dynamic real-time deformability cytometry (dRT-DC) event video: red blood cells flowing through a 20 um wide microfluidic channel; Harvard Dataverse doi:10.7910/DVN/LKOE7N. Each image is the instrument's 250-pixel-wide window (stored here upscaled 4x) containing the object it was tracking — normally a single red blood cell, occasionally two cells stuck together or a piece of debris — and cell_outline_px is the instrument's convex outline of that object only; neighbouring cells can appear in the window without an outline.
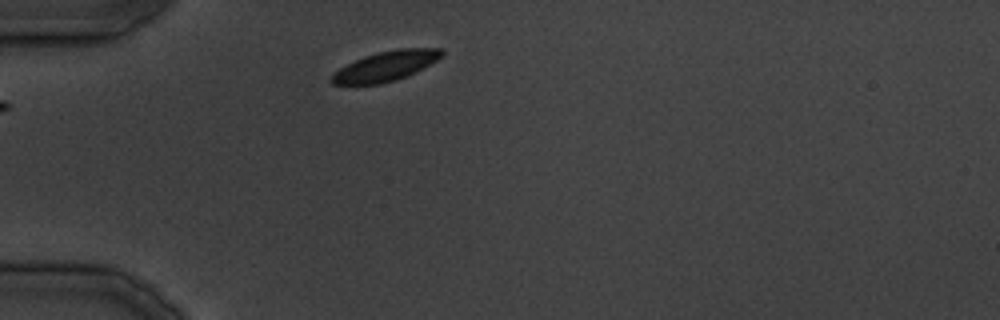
{"species": "common noctule bat (a hibernating species)", "species_latin": "Nyctalus noctula", "temperature_condition": "cold", "stored_images_in_passage": 16, "camera_frame_rate_fps": 3000, "um_per_image_px": 0.085, "animal": {"sex": "male", "body_mass_g": 19.5, "forearm_length_mm": 54.6}, "frame": {"image": 1, "passage_image": 1, "time_ms": 0.0, "image_size_px": [1000, 320], "cell_outline_px": [[444, 52], [436, 60], [396, 80], [380, 84], [332, 84], [328, 80], [332, 72], [364, 56], [380, 52], [400, 48], [444, 48]], "centroid_in_image_um": [32.72, 5.62], "position_along_channel_um": 52.3, "area_um2": 18.73}}
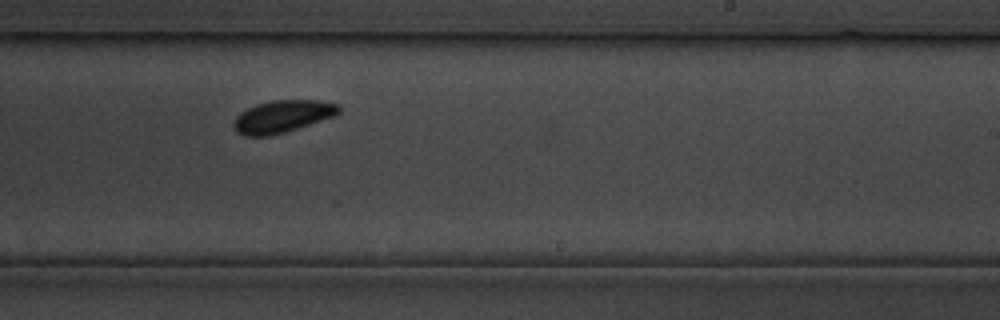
{"frame": {"image": 2, "passage_image": 14, "time_ms": 15.667, "image_size_px": [1000, 320], "cell_outline_px": [[340, 112], [336, 116], [284, 132], [268, 136], [244, 136], [236, 132], [232, 124], [236, 116], [240, 112], [256, 104], [272, 100], [320, 100], [340, 104]], "centroid_in_image_um": [24.01, 9.89], "position_along_channel_um": 265.0, "area_um2": 19.94}}